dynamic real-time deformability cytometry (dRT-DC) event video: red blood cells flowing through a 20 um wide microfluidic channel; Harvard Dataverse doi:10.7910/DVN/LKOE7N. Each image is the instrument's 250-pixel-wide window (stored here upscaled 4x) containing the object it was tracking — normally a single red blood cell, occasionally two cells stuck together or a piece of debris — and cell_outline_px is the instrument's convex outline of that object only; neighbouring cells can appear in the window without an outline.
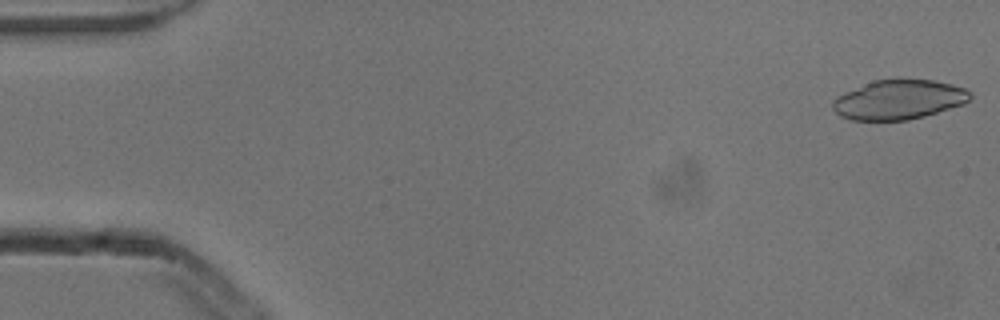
{"species": "common noctule bat (a hibernating species)", "species_latin": "Nyctalus noctula", "temperature_condition": "cold", "stored_images_in_passage": 3, "camera_frame_rate_fps": 3000, "um_per_image_px": 0.085, "animal": {"sex": "male", "body_mass_g": 13.3}, "frame": {"image": 1, "passage_image": 1, "time_ms": 0.0, "image_size_px": [1000, 320], "cell_outline_px": [[972, 96], [964, 104], [924, 116], [908, 120], [852, 120], [840, 116], [832, 108], [832, 100], [836, 96], [844, 92], [872, 80], [932, 80], [952, 84], [964, 88], [972, 92]], "centroid_in_image_um": [76.38, 8.47], "position_along_channel_um": 8.6, "area_um2": 31.62}}